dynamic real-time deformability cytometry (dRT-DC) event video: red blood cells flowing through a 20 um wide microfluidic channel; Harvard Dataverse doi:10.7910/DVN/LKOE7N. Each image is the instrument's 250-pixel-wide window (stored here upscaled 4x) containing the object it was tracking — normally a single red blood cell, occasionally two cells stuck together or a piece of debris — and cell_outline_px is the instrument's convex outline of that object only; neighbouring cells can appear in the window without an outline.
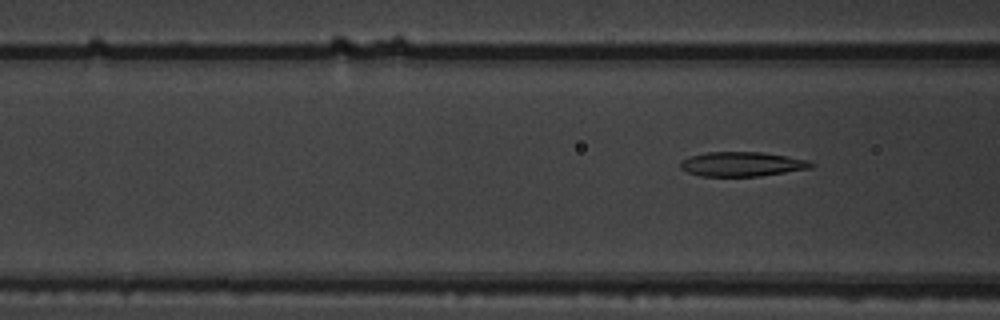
{"species": "common noctule bat (a hibernating species)", "species_latin": "Nyctalus noctula", "temperature_condition": "warm", "stored_images_in_passage": 5, "segment_of_instrument_passage": [2, 2], "camera_frame_rate_fps": 3000, "um_per_image_px": 0.085, "animal": {"sex": "male", "body_mass_g": 19.5, "forearm_length_mm": 54.6}, "frame": {"image": 1, "passage_image": 5, "time_ms": 4.333, "image_size_px": [1000, 320], "cell_outline_px": [[816, 164], [812, 168], [760, 176], [700, 176], [688, 172], [680, 168], [680, 160], [692, 156], [708, 152], [764, 152], [808, 160]], "centroid_in_image_um": [63.09, 13.95], "position_along_channel_um": 103.5, "area_um2": 18.67}}